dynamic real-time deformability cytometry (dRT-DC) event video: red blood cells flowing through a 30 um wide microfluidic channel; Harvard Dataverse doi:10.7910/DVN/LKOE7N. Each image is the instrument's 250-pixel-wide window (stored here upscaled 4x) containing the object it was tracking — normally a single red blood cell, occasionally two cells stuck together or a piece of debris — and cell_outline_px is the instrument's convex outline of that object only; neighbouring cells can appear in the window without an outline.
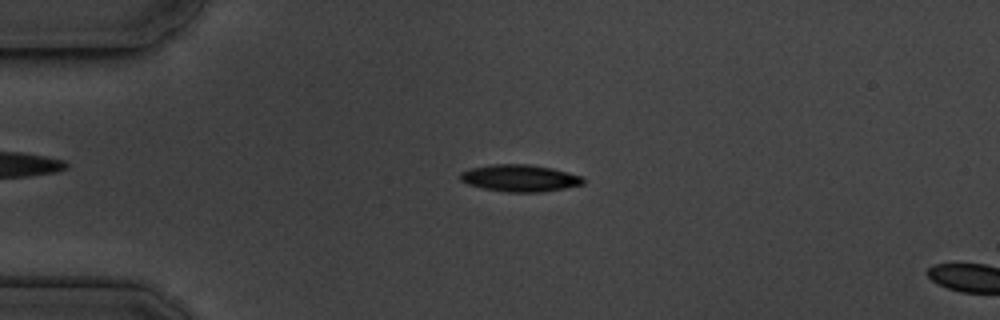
{"species": "common noctule bat (a hibernating species)", "species_latin": "Nyctalus noctula", "temperature_condition": "cold", "stored_images_in_passage": 7, "camera_frame_rate_fps": 3000, "um_per_image_px": 0.085, "animal": {"sex": "male", "body_mass_g": 19.5, "forearm_length_mm": 54.6}, "frame": {"image": 1, "passage_image": 4, "time_ms": 1.0, "image_size_px": [1000, 320], "cell_outline_px": [[584, 184], [564, 188], [540, 192], [508, 192], [480, 188], [468, 184], [460, 180], [460, 172], [472, 168], [492, 164], [528, 164], [552, 168], [568, 172], [580, 176], [584, 180]], "centroid_in_image_um": [44.16, 15.14], "position_along_channel_um": 40.8, "area_um2": 19.25}}